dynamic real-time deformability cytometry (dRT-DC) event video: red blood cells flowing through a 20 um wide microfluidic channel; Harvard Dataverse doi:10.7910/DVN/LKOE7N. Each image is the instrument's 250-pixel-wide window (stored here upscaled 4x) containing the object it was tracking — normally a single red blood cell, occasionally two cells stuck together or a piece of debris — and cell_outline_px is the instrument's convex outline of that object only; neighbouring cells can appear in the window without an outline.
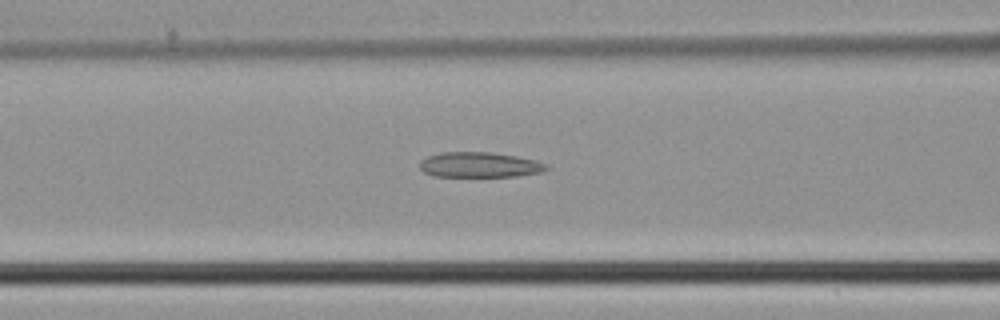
{"species": "common noctule bat (a hibernating species)", "species_latin": "Nyctalus noctula", "temperature_condition": "cold", "stored_images_in_passage": 47, "camera_frame_rate_fps": 3000, "um_per_image_px": 0.085, "animal": {"sex": "male", "body_mass_g": 21.5, "forearm_length_mm": 52.0}, "frame": {"image": 1, "passage_image": 19, "time_ms": 6.0, "image_size_px": [1000, 320], "cell_outline_px": [[548, 168], [540, 172], [516, 176], [432, 176], [424, 172], [420, 168], [420, 160], [428, 156], [440, 152], [492, 152], [516, 156], [536, 160], [548, 164]], "centroid_in_image_um": [40.74, 14.0], "position_along_channel_um": 125.9, "area_um2": 18.61}}
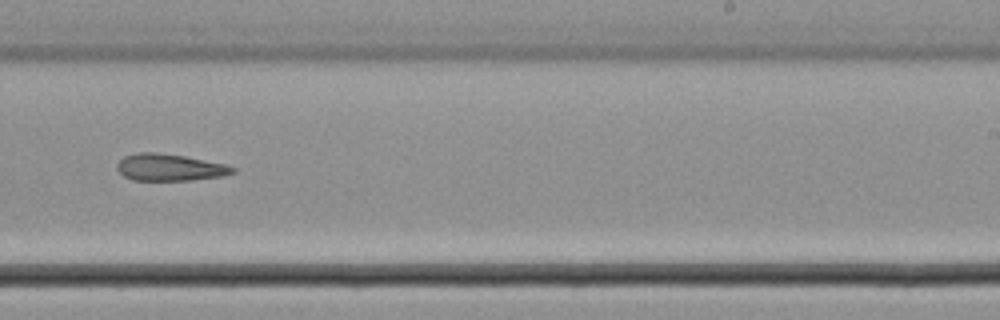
{"frame": {"image": 2, "passage_image": 29, "time_ms": 9.333, "image_size_px": [1000, 320], "cell_outline_px": [[236, 172], [224, 176], [192, 180], [132, 180], [124, 176], [116, 168], [116, 164], [124, 156], [136, 152], [156, 152], [184, 156], [224, 164], [236, 168]], "centroid_in_image_um": [14.41, 14.23], "position_along_channel_um": 274.6, "area_um2": 18.15}}
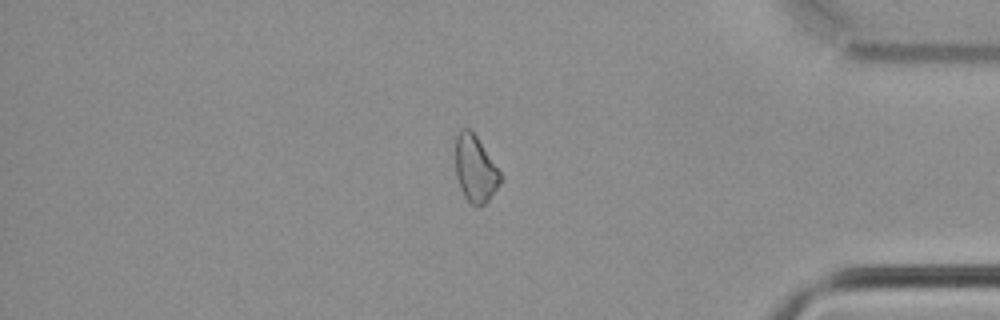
{"frame": {"image": 3, "passage_image": 39, "time_ms": 12.667, "image_size_px": [1000, 320], "cell_outline_px": [[504, 176], [488, 200], [480, 208], [476, 208], [464, 196], [460, 188], [456, 176], [456, 136], [460, 128], [468, 128], [476, 136]], "centroid_in_image_um": [40.4, 14.37], "position_along_channel_um": 394.8, "area_um2": 17.46}}